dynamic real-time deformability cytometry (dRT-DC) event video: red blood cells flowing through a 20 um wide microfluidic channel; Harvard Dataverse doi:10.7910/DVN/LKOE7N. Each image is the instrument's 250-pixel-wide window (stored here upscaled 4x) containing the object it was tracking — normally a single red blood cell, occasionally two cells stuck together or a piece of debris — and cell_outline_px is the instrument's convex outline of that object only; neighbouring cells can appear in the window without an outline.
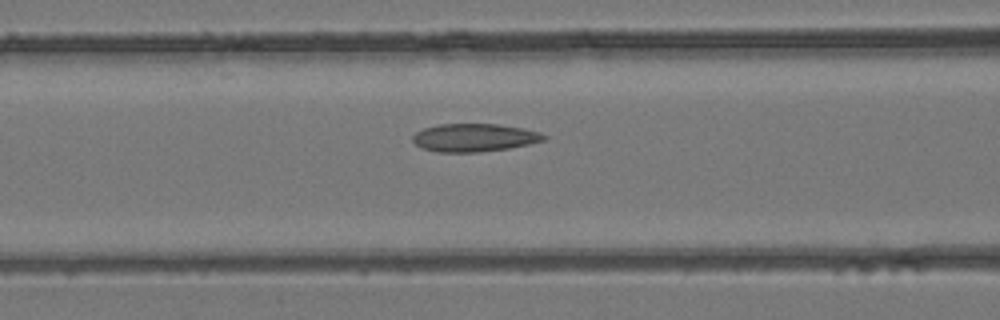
{"species": "common noctule bat (a hibernating species)", "species_latin": "Nyctalus noctula", "temperature_condition": "room temperature", "stored_images_in_passage": 4, "segment_of_instrument_passage": [1, 2], "camera_frame_rate_fps": 3000, "um_per_image_px": 0.085, "animal": {"sex": "female", "body_mass_g": 24.6, "forearm_length_mm": 56.2}, "frame": {"image": 1, "passage_image": 3, "time_ms": 0.667, "image_size_px": [1000, 320], "cell_outline_px": [[548, 136], [544, 140], [528, 144], [508, 148], [480, 152], [436, 152], [420, 148], [412, 140], [412, 136], [416, 132], [424, 128], [436, 124], [500, 124], [524, 128], [540, 132]], "centroid_in_image_um": [40.29, 11.69], "position_along_channel_um": 126.3, "area_um2": 21.56}}